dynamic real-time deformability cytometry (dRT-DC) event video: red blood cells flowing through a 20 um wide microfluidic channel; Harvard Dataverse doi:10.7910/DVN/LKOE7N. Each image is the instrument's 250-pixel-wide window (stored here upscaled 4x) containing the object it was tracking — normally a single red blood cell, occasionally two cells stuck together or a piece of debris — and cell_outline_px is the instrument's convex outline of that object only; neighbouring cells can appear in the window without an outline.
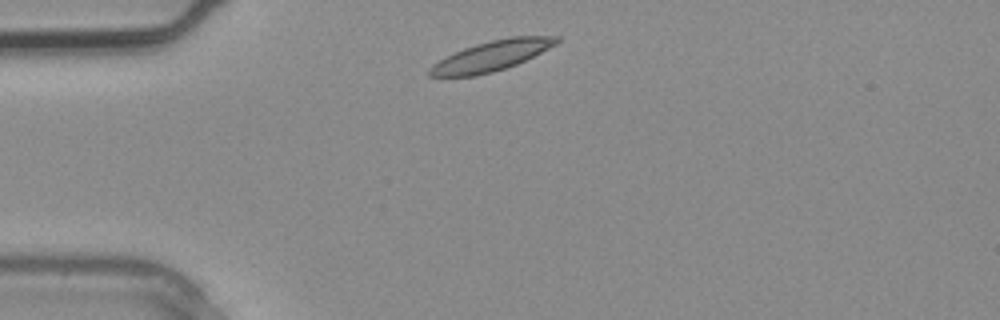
{"species": "common noctule bat (a hibernating species)", "species_latin": "Nyctalus noctula", "temperature_condition": "warm", "stored_images_in_passage": 2, "camera_frame_rate_fps": 3000, "um_per_image_px": 0.085, "animal": {"sex": "male", "body_mass_g": 20.4}, "frame": {"image": 1, "passage_image": 1, "time_ms": 0.0, "image_size_px": [1000, 320], "cell_outline_px": [[560, 40], [556, 44], [516, 64], [492, 72], [476, 76], [428, 76], [428, 68], [432, 64], [464, 48], [476, 44], [492, 40], [512, 36], [560, 36]], "centroid_in_image_um": [41.76, 4.75], "position_along_channel_um": 43.2, "area_um2": 21.85}}